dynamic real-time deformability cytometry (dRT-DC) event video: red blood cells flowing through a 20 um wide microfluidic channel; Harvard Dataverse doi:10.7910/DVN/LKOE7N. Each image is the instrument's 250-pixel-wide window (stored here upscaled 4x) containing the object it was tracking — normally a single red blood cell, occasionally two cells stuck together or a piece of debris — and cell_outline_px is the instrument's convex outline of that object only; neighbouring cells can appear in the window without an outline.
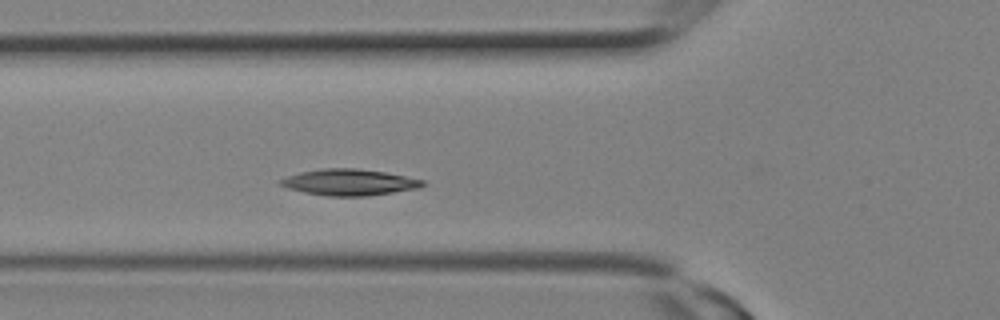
{"species": "Egyptian fruit bat (a non-hibernating species)", "species_latin": "Rousettus aegyptiacus", "temperature_condition": "room temperature", "stored_images_in_passage": 5, "camera_frame_rate_fps": 3000, "um_per_image_px": 0.085, "animal": {"sex": "female"}, "frame": {"image": 1, "passage_image": 5, "time_ms": 1.333, "image_size_px": [1000, 320], "cell_outline_px": [[428, 184], [420, 188], [368, 196], [328, 196], [304, 192], [288, 188], [276, 184], [280, 180], [288, 176], [300, 172], [320, 168], [356, 168], [384, 172], [424, 180]], "centroid_in_image_um": [29.7, 15.49], "position_along_channel_um": 96.1, "area_um2": 21.85}}